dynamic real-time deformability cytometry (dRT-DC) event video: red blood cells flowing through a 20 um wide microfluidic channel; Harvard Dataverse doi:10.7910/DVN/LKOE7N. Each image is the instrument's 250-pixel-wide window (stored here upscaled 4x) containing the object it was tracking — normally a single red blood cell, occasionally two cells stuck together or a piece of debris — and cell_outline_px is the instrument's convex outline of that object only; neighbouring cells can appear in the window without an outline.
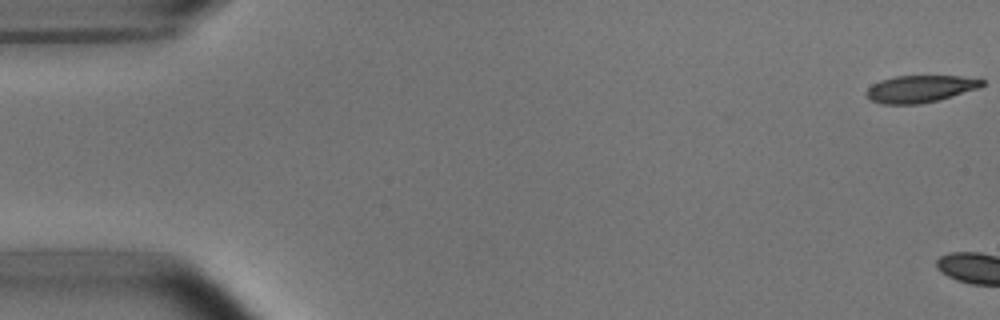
{"species": "common noctule bat (a hibernating species)", "species_latin": "Nyctalus noctula", "temperature_condition": "room temperature", "stored_images_in_passage": 4, "camera_frame_rate_fps": 3000, "um_per_image_px": 0.085, "animal": {"sex": "male", "body_mass_g": 15.6}, "frame": {"image": 1, "passage_image": 1, "time_ms": 0.0, "image_size_px": [1000, 320], "cell_outline_px": [[984, 84], [980, 88], [952, 96], [920, 104], [880, 104], [872, 100], [864, 92], [872, 84], [880, 80], [896, 76], [980, 76], [984, 80]], "centroid_in_image_um": [78.27, 7.53], "position_along_channel_um": 6.7, "area_um2": 18.5}}